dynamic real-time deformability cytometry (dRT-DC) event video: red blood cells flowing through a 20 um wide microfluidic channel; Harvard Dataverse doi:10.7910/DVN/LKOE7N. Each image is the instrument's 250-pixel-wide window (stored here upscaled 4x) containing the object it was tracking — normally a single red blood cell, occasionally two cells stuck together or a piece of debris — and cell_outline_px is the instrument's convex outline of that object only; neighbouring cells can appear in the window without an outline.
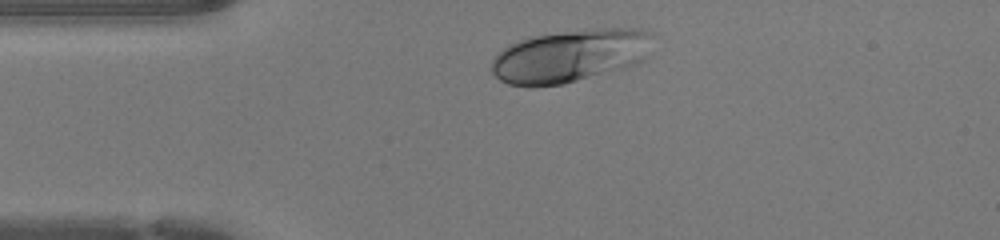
{"species": "human", "species_latin": "Homo sapiens", "temperature_condition": "warm", "stored_images_in_passage": 30, "camera_frame_rate_fps": 3000, "um_per_image_px": 0.085, "donor": {"sex": "female"}, "frame": {"image": 1, "passage_image": 1, "time_ms": 0.0, "image_size_px": [1000, 240], "cell_outline_px": [[648, 32], [640, 60], [632, 64], [576, 80], [560, 84], [532, 88], [508, 84], [500, 80], [492, 72], [492, 60], [508, 44], [528, 36], [564, 32], [612, 28], [636, 28]], "centroid_in_image_um": [48.24, 4.76], "position_along_channel_um": 36.8, "area_um2": 47.8}}
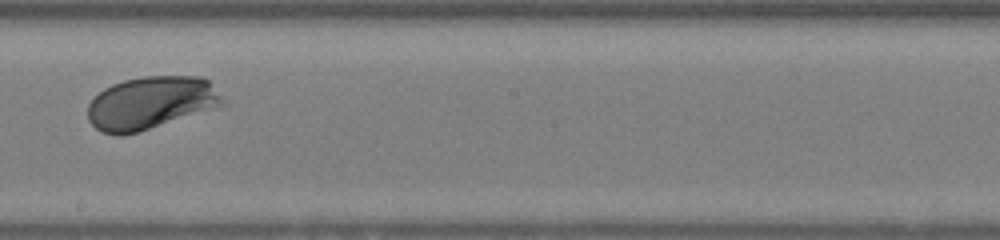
{"frame": {"image": 2, "passage_image": 17, "time_ms": 5.333, "image_size_px": [1000, 240], "cell_outline_px": [[228, 104], [136, 132], [120, 136], [116, 136], [100, 132], [88, 120], [88, 104], [104, 88], [112, 84], [124, 80], [144, 76], [200, 76], [208, 80]], "centroid_in_image_um": [12.81, 8.74], "position_along_channel_um": 235.4, "area_um2": 41.27}}
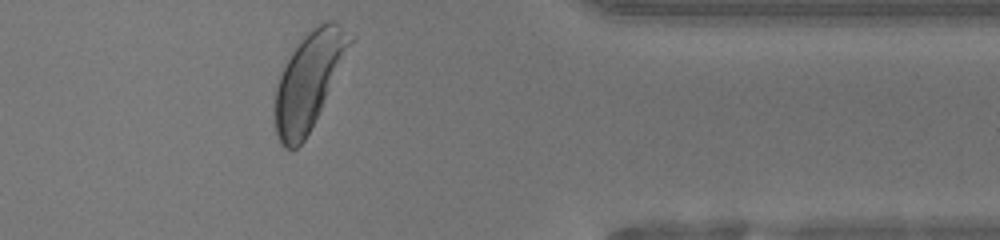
{"frame": {"image": 3, "passage_image": 29, "time_ms": 9.333, "image_size_px": [1000, 240], "cell_outline_px": [[352, 40], [320, 108], [304, 140], [296, 148], [284, 148], [280, 144], [276, 136], [276, 88], [280, 76], [292, 52], [300, 40], [312, 28], [328, 20], [332, 20], [340, 24]], "centroid_in_image_um": [26.2, 6.86], "position_along_channel_um": 385.2, "area_um2": 39.94}, "authors_computed_cell_mechanics": {"area_um2": 41.2403, "velocity_mm_per_s": 4.2346, "shape_relaxation_time_tau1_ms": 1.5395, "shape_relaxation_time_tau2_ms": null, "deformation_change_tau1": 0.1287, "deformation_change_tau2": null}}